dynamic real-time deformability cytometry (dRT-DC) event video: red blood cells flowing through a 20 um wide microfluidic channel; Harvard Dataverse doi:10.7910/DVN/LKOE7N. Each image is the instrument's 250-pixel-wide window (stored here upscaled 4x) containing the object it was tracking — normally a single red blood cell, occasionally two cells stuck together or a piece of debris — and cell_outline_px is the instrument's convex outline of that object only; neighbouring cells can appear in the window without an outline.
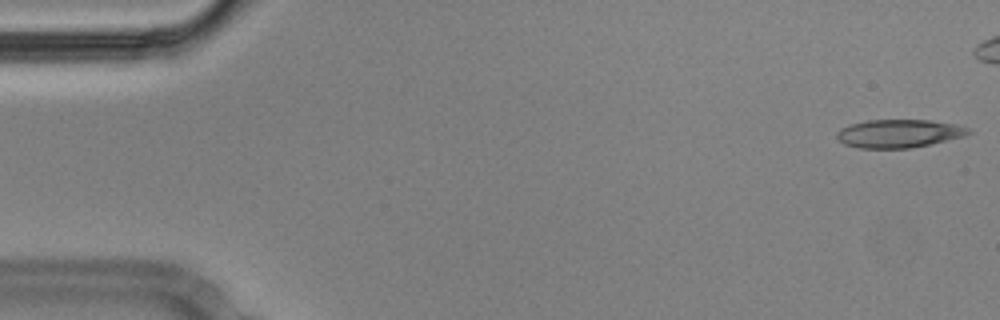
{"species": "Egyptian fruit bat (a non-hibernating species)", "species_latin": "Rousettus aegyptiacus", "temperature_condition": "cold", "stored_images_in_passage": 48, "camera_frame_rate_fps": 3000, "um_per_image_px": 0.085, "animal": {"sex": "male"}, "frame": {"image": 1, "passage_image": 1, "time_ms": 0.0, "image_size_px": [1000, 320], "cell_outline_px": [[972, 132], [964, 136], [912, 148], [860, 148], [844, 144], [836, 136], [836, 132], [840, 128], [852, 124], [868, 120], [928, 120], [956, 124], [968, 128]], "centroid_in_image_um": [76.4, 11.35], "position_along_channel_um": 8.6, "area_um2": 21.5}}
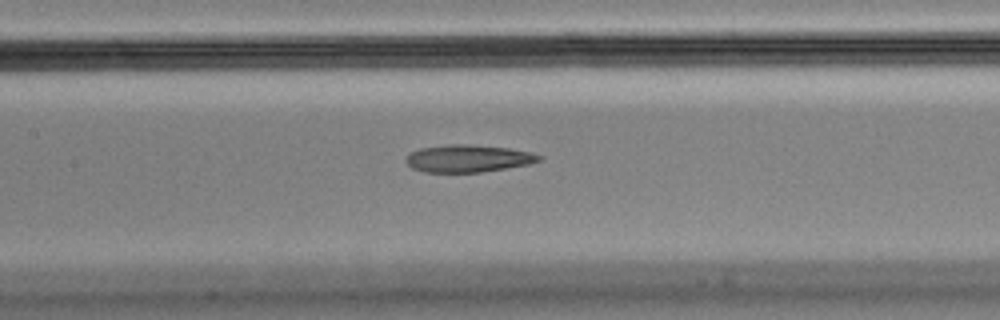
{"frame": {"image": 2, "passage_image": 25, "time_ms": 8.0, "image_size_px": [1000, 320], "cell_outline_px": [[544, 160], [528, 164], [480, 172], [424, 172], [412, 168], [404, 160], [412, 152], [420, 148], [448, 144], [468, 144], [508, 148], [528, 152], [544, 156]], "centroid_in_image_um": [39.79, 13.46], "position_along_channel_um": 167.6, "area_um2": 21.1}}
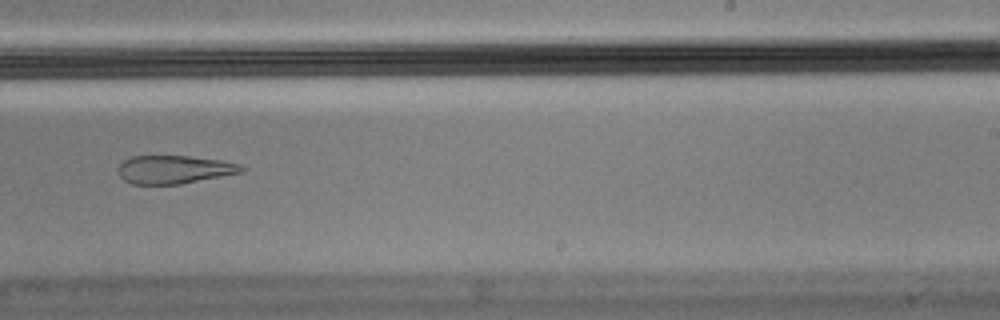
{"frame": {"image": 3, "passage_image": 34, "time_ms": 11.0, "image_size_px": [1000, 320], "cell_outline_px": [[248, 168], [244, 172], [180, 184], [132, 184], [124, 180], [120, 176], [120, 164], [124, 160], [132, 156], [188, 156], [220, 160], [240, 164]], "centroid_in_image_um": [14.86, 14.41], "position_along_channel_um": 274.1, "area_um2": 20.23}}